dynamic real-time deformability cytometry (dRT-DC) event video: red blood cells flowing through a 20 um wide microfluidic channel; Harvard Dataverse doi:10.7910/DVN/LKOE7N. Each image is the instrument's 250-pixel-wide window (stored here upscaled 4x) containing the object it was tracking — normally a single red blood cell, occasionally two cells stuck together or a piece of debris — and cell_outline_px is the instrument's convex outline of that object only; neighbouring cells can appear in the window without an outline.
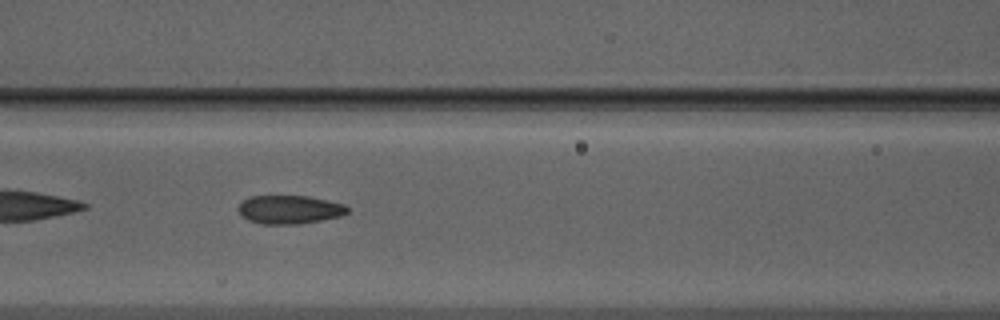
{"species": "Egyptian fruit bat (a non-hibernating species)", "species_latin": "Rousettus aegyptiacus", "temperature_condition": "warm", "stored_images_in_passage": 36, "camera_frame_rate_fps": 3000, "um_per_image_px": 0.085, "animal": {"sex": "male"}, "frame": {"image": 1, "passage_image": 7, "time_ms": 2.0, "image_size_px": [1000, 320], "cell_outline_px": [[348, 212], [340, 216], [320, 220], [296, 224], [260, 224], [248, 220], [240, 216], [240, 204], [244, 200], [252, 196], [308, 196], [344, 204], [348, 208]], "centroid_in_image_um": [24.6, 17.82], "position_along_channel_um": 142.0, "area_um2": 17.92}}
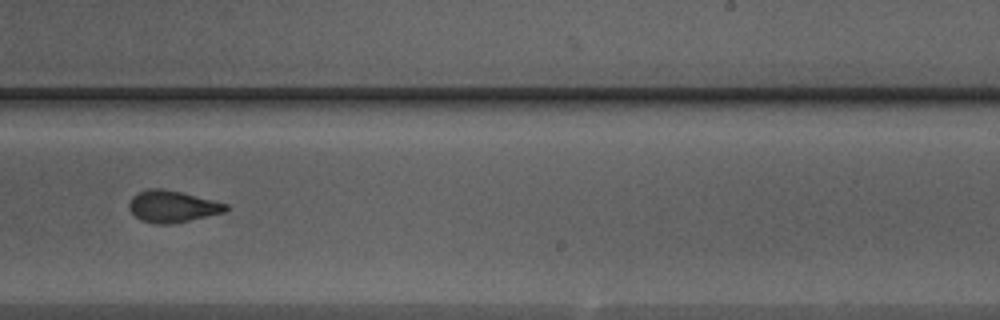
{"frame": {"image": 2, "passage_image": 17, "time_ms": 5.333, "image_size_px": [1000, 320], "cell_outline_px": [[228, 208], [224, 212], [172, 224], [156, 224], [140, 220], [132, 212], [128, 204], [132, 196], [148, 188], [160, 188], [184, 192], [228, 204]], "centroid_in_image_um": [14.65, 17.54], "position_along_channel_um": 274.4, "area_um2": 17.86}}
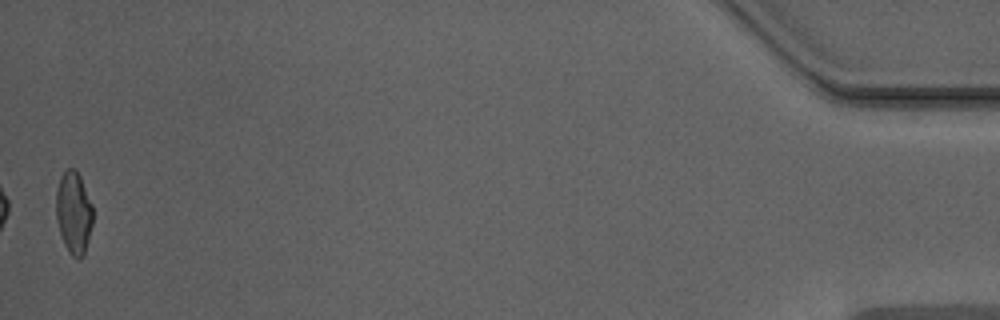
{"frame": {"image": 3, "passage_image": 36, "time_ms": 11.667, "image_size_px": [1000, 320], "cell_outline_px": [[92, 224], [84, 256], [80, 260], [72, 256], [68, 252], [64, 244], [60, 232], [56, 216], [56, 192], [60, 176], [68, 168], [72, 168], [80, 176], [92, 204]], "centroid_in_image_um": [6.26, 18.1], "position_along_channel_um": 428.9, "area_um2": 17.57}, "authors_computed_cell_mechanics": {"area_um2": 18.0336, "velocity_mm_per_s": 3.9824, "shape_relaxation_time_tau1_ms": 7.4322, "shape_relaxation_time_tau2_ms": 1.1689, "deformation_change_tau1": 0.1788, "deformation_change_tau2": 0.0825}}